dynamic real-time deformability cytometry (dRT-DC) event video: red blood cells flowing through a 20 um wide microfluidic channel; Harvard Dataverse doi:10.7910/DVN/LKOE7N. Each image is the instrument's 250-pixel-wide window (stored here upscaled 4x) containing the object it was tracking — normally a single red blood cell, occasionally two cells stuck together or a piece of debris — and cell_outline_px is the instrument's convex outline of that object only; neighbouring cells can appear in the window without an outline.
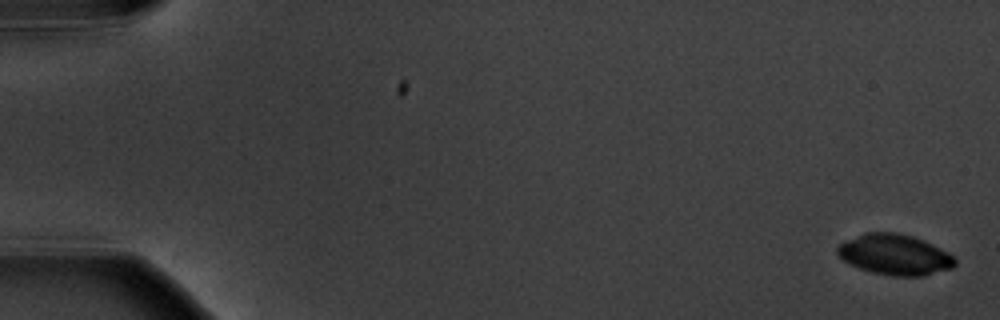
{"species": "common noctule bat (a hibernating species)", "species_latin": "Nyctalus noctula", "temperature_condition": "warm", "stored_images_in_passage": 6, "camera_frame_rate_fps": 3000, "um_per_image_px": 0.085, "animal": {"sex": "male", "body_mass_g": 20.1, "forearm_length_mm": 53.5}, "frame": {"image": 1, "passage_image": 1, "time_ms": 0.0, "image_size_px": [1000, 320], "cell_outline_px": [[956, 264], [952, 268], [924, 276], [892, 276], [872, 272], [848, 264], [836, 252], [836, 248], [840, 244], [864, 232], [896, 232], [912, 236], [940, 248], [948, 252], [956, 260]], "centroid_in_image_um": [76.05, 21.65], "position_along_channel_um": 8.9, "area_um2": 27.69}}
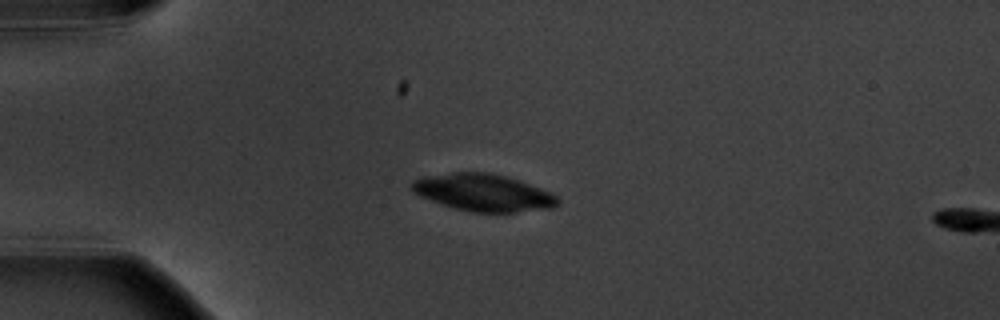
{"frame": {"image": 2, "passage_image": 5, "time_ms": 4.667, "image_size_px": [1000, 320], "cell_outline_px": [[560, 204], [552, 208], [516, 212], [472, 212], [452, 208], [420, 196], [408, 184], [412, 180], [424, 176], [452, 172], [488, 172], [504, 176], [528, 184], [548, 192], [556, 196], [560, 200]], "centroid_in_image_um": [41.04, 16.37], "position_along_channel_um": 44.0, "area_um2": 31.39}}